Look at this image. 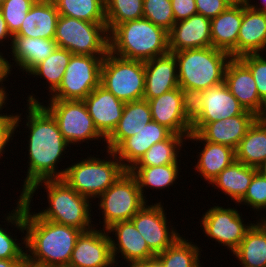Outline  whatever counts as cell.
I'll return each instance as SVG.
<instances>
[{
  "mask_svg": "<svg viewBox=\"0 0 266 267\" xmlns=\"http://www.w3.org/2000/svg\"><path fill=\"white\" fill-rule=\"evenodd\" d=\"M168 37L170 52L211 47L210 19L196 14L177 21L168 32Z\"/></svg>",
  "mask_w": 266,
  "mask_h": 267,
  "instance_id": "obj_21",
  "label": "cell"
},
{
  "mask_svg": "<svg viewBox=\"0 0 266 267\" xmlns=\"http://www.w3.org/2000/svg\"><path fill=\"white\" fill-rule=\"evenodd\" d=\"M263 54H247L239 57V59L249 68L260 99L266 104V57Z\"/></svg>",
  "mask_w": 266,
  "mask_h": 267,
  "instance_id": "obj_42",
  "label": "cell"
},
{
  "mask_svg": "<svg viewBox=\"0 0 266 267\" xmlns=\"http://www.w3.org/2000/svg\"><path fill=\"white\" fill-rule=\"evenodd\" d=\"M232 255L242 267H266V220L258 218Z\"/></svg>",
  "mask_w": 266,
  "mask_h": 267,
  "instance_id": "obj_31",
  "label": "cell"
},
{
  "mask_svg": "<svg viewBox=\"0 0 266 267\" xmlns=\"http://www.w3.org/2000/svg\"><path fill=\"white\" fill-rule=\"evenodd\" d=\"M247 205L257 211H264L266 213V177L261 175L258 171L254 174L251 183L247 189L244 197L237 203ZM260 220H266V217L260 216Z\"/></svg>",
  "mask_w": 266,
  "mask_h": 267,
  "instance_id": "obj_41",
  "label": "cell"
},
{
  "mask_svg": "<svg viewBox=\"0 0 266 267\" xmlns=\"http://www.w3.org/2000/svg\"><path fill=\"white\" fill-rule=\"evenodd\" d=\"M59 16L52 0H36L13 36L54 39Z\"/></svg>",
  "mask_w": 266,
  "mask_h": 267,
  "instance_id": "obj_28",
  "label": "cell"
},
{
  "mask_svg": "<svg viewBox=\"0 0 266 267\" xmlns=\"http://www.w3.org/2000/svg\"><path fill=\"white\" fill-rule=\"evenodd\" d=\"M26 259H0V267H20Z\"/></svg>",
  "mask_w": 266,
  "mask_h": 267,
  "instance_id": "obj_49",
  "label": "cell"
},
{
  "mask_svg": "<svg viewBox=\"0 0 266 267\" xmlns=\"http://www.w3.org/2000/svg\"><path fill=\"white\" fill-rule=\"evenodd\" d=\"M257 168L247 166L240 161H233L212 181V187L228 195L236 204L244 197Z\"/></svg>",
  "mask_w": 266,
  "mask_h": 267,
  "instance_id": "obj_30",
  "label": "cell"
},
{
  "mask_svg": "<svg viewBox=\"0 0 266 267\" xmlns=\"http://www.w3.org/2000/svg\"><path fill=\"white\" fill-rule=\"evenodd\" d=\"M171 5L175 22L198 14L195 0H171Z\"/></svg>",
  "mask_w": 266,
  "mask_h": 267,
  "instance_id": "obj_46",
  "label": "cell"
},
{
  "mask_svg": "<svg viewBox=\"0 0 266 267\" xmlns=\"http://www.w3.org/2000/svg\"><path fill=\"white\" fill-rule=\"evenodd\" d=\"M26 123L24 131L28 137V169L23 180L20 197L35 183L43 180L62 179L66 169L58 170L67 147H71L62 136L54 117L40 104H26ZM64 153V154H63ZM60 160V161H59Z\"/></svg>",
  "mask_w": 266,
  "mask_h": 267,
  "instance_id": "obj_2",
  "label": "cell"
},
{
  "mask_svg": "<svg viewBox=\"0 0 266 267\" xmlns=\"http://www.w3.org/2000/svg\"><path fill=\"white\" fill-rule=\"evenodd\" d=\"M105 14L110 32L118 24L143 18V0H105Z\"/></svg>",
  "mask_w": 266,
  "mask_h": 267,
  "instance_id": "obj_38",
  "label": "cell"
},
{
  "mask_svg": "<svg viewBox=\"0 0 266 267\" xmlns=\"http://www.w3.org/2000/svg\"><path fill=\"white\" fill-rule=\"evenodd\" d=\"M200 219V227L209 239L227 247L232 253L242 242L253 222L244 223L242 213L234 207L212 206ZM241 213V214H240Z\"/></svg>",
  "mask_w": 266,
  "mask_h": 267,
  "instance_id": "obj_12",
  "label": "cell"
},
{
  "mask_svg": "<svg viewBox=\"0 0 266 267\" xmlns=\"http://www.w3.org/2000/svg\"><path fill=\"white\" fill-rule=\"evenodd\" d=\"M257 171L266 177V159L257 167Z\"/></svg>",
  "mask_w": 266,
  "mask_h": 267,
  "instance_id": "obj_52",
  "label": "cell"
},
{
  "mask_svg": "<svg viewBox=\"0 0 266 267\" xmlns=\"http://www.w3.org/2000/svg\"><path fill=\"white\" fill-rule=\"evenodd\" d=\"M2 226L3 225L0 224V259H26V250H24V248H26L24 246L25 235L22 236V242L19 243L17 241V235L13 236L12 232L9 231L10 229H8V226L7 228Z\"/></svg>",
  "mask_w": 266,
  "mask_h": 267,
  "instance_id": "obj_44",
  "label": "cell"
},
{
  "mask_svg": "<svg viewBox=\"0 0 266 267\" xmlns=\"http://www.w3.org/2000/svg\"><path fill=\"white\" fill-rule=\"evenodd\" d=\"M181 164H168L161 166H132L128 171L136 178L140 192L144 199L148 202L146 189H169L170 186L177 183L179 178V167ZM145 192V194H144Z\"/></svg>",
  "mask_w": 266,
  "mask_h": 267,
  "instance_id": "obj_33",
  "label": "cell"
},
{
  "mask_svg": "<svg viewBox=\"0 0 266 267\" xmlns=\"http://www.w3.org/2000/svg\"><path fill=\"white\" fill-rule=\"evenodd\" d=\"M100 85L125 103L142 100L145 91L144 62L108 52L102 61Z\"/></svg>",
  "mask_w": 266,
  "mask_h": 267,
  "instance_id": "obj_9",
  "label": "cell"
},
{
  "mask_svg": "<svg viewBox=\"0 0 266 267\" xmlns=\"http://www.w3.org/2000/svg\"><path fill=\"white\" fill-rule=\"evenodd\" d=\"M35 94L28 95L26 103H40L56 120L62 136L69 145L82 144L88 141H104L105 138L96 129L83 100L48 99L40 102ZM80 142V143H79Z\"/></svg>",
  "mask_w": 266,
  "mask_h": 267,
  "instance_id": "obj_7",
  "label": "cell"
},
{
  "mask_svg": "<svg viewBox=\"0 0 266 267\" xmlns=\"http://www.w3.org/2000/svg\"><path fill=\"white\" fill-rule=\"evenodd\" d=\"M83 101L96 129L106 139L121 119L125 102L117 99L101 85Z\"/></svg>",
  "mask_w": 266,
  "mask_h": 267,
  "instance_id": "obj_20",
  "label": "cell"
},
{
  "mask_svg": "<svg viewBox=\"0 0 266 267\" xmlns=\"http://www.w3.org/2000/svg\"><path fill=\"white\" fill-rule=\"evenodd\" d=\"M258 117L241 114L215 122H192V133H198L204 140L237 148L248 128Z\"/></svg>",
  "mask_w": 266,
  "mask_h": 267,
  "instance_id": "obj_19",
  "label": "cell"
},
{
  "mask_svg": "<svg viewBox=\"0 0 266 267\" xmlns=\"http://www.w3.org/2000/svg\"><path fill=\"white\" fill-rule=\"evenodd\" d=\"M54 40L59 48L72 54L106 56L109 52L106 22H88L60 15Z\"/></svg>",
  "mask_w": 266,
  "mask_h": 267,
  "instance_id": "obj_8",
  "label": "cell"
},
{
  "mask_svg": "<svg viewBox=\"0 0 266 267\" xmlns=\"http://www.w3.org/2000/svg\"><path fill=\"white\" fill-rule=\"evenodd\" d=\"M182 236L183 234L166 250L156 254L154 259L162 267H202V248Z\"/></svg>",
  "mask_w": 266,
  "mask_h": 267,
  "instance_id": "obj_34",
  "label": "cell"
},
{
  "mask_svg": "<svg viewBox=\"0 0 266 267\" xmlns=\"http://www.w3.org/2000/svg\"><path fill=\"white\" fill-rule=\"evenodd\" d=\"M10 64L11 62L5 58L4 54L0 50V93L5 95L7 98L9 94L7 90H5L7 87H4L3 82L7 80L6 78H8V76H11L10 74L13 69H11Z\"/></svg>",
  "mask_w": 266,
  "mask_h": 267,
  "instance_id": "obj_47",
  "label": "cell"
},
{
  "mask_svg": "<svg viewBox=\"0 0 266 267\" xmlns=\"http://www.w3.org/2000/svg\"><path fill=\"white\" fill-rule=\"evenodd\" d=\"M71 56L70 51L57 47L50 56L35 66L27 75L46 80L47 90L52 95L62 82Z\"/></svg>",
  "mask_w": 266,
  "mask_h": 267,
  "instance_id": "obj_36",
  "label": "cell"
},
{
  "mask_svg": "<svg viewBox=\"0 0 266 267\" xmlns=\"http://www.w3.org/2000/svg\"><path fill=\"white\" fill-rule=\"evenodd\" d=\"M106 231L110 237L111 252L116 267L120 266L118 263L121 264L117 262L119 258H123L125 262L148 261L155 258L156 254L148 247L131 220L113 223ZM113 235L116 239H113Z\"/></svg>",
  "mask_w": 266,
  "mask_h": 267,
  "instance_id": "obj_18",
  "label": "cell"
},
{
  "mask_svg": "<svg viewBox=\"0 0 266 267\" xmlns=\"http://www.w3.org/2000/svg\"><path fill=\"white\" fill-rule=\"evenodd\" d=\"M98 210L102 211L103 229L113 223L130 221L147 203L140 192L136 178L126 170L104 193L98 197Z\"/></svg>",
  "mask_w": 266,
  "mask_h": 267,
  "instance_id": "obj_10",
  "label": "cell"
},
{
  "mask_svg": "<svg viewBox=\"0 0 266 267\" xmlns=\"http://www.w3.org/2000/svg\"><path fill=\"white\" fill-rule=\"evenodd\" d=\"M171 134L165 126L152 120L138 133L126 138L114 152L122 166L129 170L153 144L166 140Z\"/></svg>",
  "mask_w": 266,
  "mask_h": 267,
  "instance_id": "obj_23",
  "label": "cell"
},
{
  "mask_svg": "<svg viewBox=\"0 0 266 267\" xmlns=\"http://www.w3.org/2000/svg\"><path fill=\"white\" fill-rule=\"evenodd\" d=\"M20 267H38V266L29 264L27 261H25Z\"/></svg>",
  "mask_w": 266,
  "mask_h": 267,
  "instance_id": "obj_56",
  "label": "cell"
},
{
  "mask_svg": "<svg viewBox=\"0 0 266 267\" xmlns=\"http://www.w3.org/2000/svg\"><path fill=\"white\" fill-rule=\"evenodd\" d=\"M126 267H151V260L148 261H128Z\"/></svg>",
  "mask_w": 266,
  "mask_h": 267,
  "instance_id": "obj_51",
  "label": "cell"
},
{
  "mask_svg": "<svg viewBox=\"0 0 266 267\" xmlns=\"http://www.w3.org/2000/svg\"><path fill=\"white\" fill-rule=\"evenodd\" d=\"M104 57L72 54L60 86L49 99L84 100L100 85Z\"/></svg>",
  "mask_w": 266,
  "mask_h": 267,
  "instance_id": "obj_11",
  "label": "cell"
},
{
  "mask_svg": "<svg viewBox=\"0 0 266 267\" xmlns=\"http://www.w3.org/2000/svg\"><path fill=\"white\" fill-rule=\"evenodd\" d=\"M36 0H5L0 4V11L5 19L9 32L15 35Z\"/></svg>",
  "mask_w": 266,
  "mask_h": 267,
  "instance_id": "obj_40",
  "label": "cell"
},
{
  "mask_svg": "<svg viewBox=\"0 0 266 267\" xmlns=\"http://www.w3.org/2000/svg\"><path fill=\"white\" fill-rule=\"evenodd\" d=\"M197 13L209 19L217 17L229 5L224 0H195Z\"/></svg>",
  "mask_w": 266,
  "mask_h": 267,
  "instance_id": "obj_45",
  "label": "cell"
},
{
  "mask_svg": "<svg viewBox=\"0 0 266 267\" xmlns=\"http://www.w3.org/2000/svg\"><path fill=\"white\" fill-rule=\"evenodd\" d=\"M7 101L0 107V158L5 154L6 146H10V140L12 142L15 133L18 132L16 129L19 128V124H21L22 113H11L7 112L2 114V110L6 107ZM16 114V115H15ZM16 131V132H15Z\"/></svg>",
  "mask_w": 266,
  "mask_h": 267,
  "instance_id": "obj_43",
  "label": "cell"
},
{
  "mask_svg": "<svg viewBox=\"0 0 266 267\" xmlns=\"http://www.w3.org/2000/svg\"><path fill=\"white\" fill-rule=\"evenodd\" d=\"M195 143H201L204 145L203 149L199 150L197 156V163L194 166V170L199 172L204 181L208 184L226 167H228L233 161H235V150L224 144L211 143L204 140L198 133H191L187 137V141ZM194 141V142H193Z\"/></svg>",
  "mask_w": 266,
  "mask_h": 267,
  "instance_id": "obj_24",
  "label": "cell"
},
{
  "mask_svg": "<svg viewBox=\"0 0 266 267\" xmlns=\"http://www.w3.org/2000/svg\"><path fill=\"white\" fill-rule=\"evenodd\" d=\"M101 229L94 227L80 233L68 267H116L109 234Z\"/></svg>",
  "mask_w": 266,
  "mask_h": 267,
  "instance_id": "obj_16",
  "label": "cell"
},
{
  "mask_svg": "<svg viewBox=\"0 0 266 267\" xmlns=\"http://www.w3.org/2000/svg\"><path fill=\"white\" fill-rule=\"evenodd\" d=\"M252 0H245L246 4L254 10L257 11H266V0H260V3L258 4H253V2H251ZM259 1V0H258ZM251 3V4H250ZM261 4V5H260ZM259 5V6H258Z\"/></svg>",
  "mask_w": 266,
  "mask_h": 267,
  "instance_id": "obj_50",
  "label": "cell"
},
{
  "mask_svg": "<svg viewBox=\"0 0 266 267\" xmlns=\"http://www.w3.org/2000/svg\"><path fill=\"white\" fill-rule=\"evenodd\" d=\"M18 198L15 209L6 213V221L1 223L7 222L8 226L26 233V261L39 267H68L76 240L82 231L39 218L31 210L32 204H25L22 197Z\"/></svg>",
  "mask_w": 266,
  "mask_h": 267,
  "instance_id": "obj_1",
  "label": "cell"
},
{
  "mask_svg": "<svg viewBox=\"0 0 266 267\" xmlns=\"http://www.w3.org/2000/svg\"><path fill=\"white\" fill-rule=\"evenodd\" d=\"M8 100H9V98H7L5 95L0 93V107Z\"/></svg>",
  "mask_w": 266,
  "mask_h": 267,
  "instance_id": "obj_54",
  "label": "cell"
},
{
  "mask_svg": "<svg viewBox=\"0 0 266 267\" xmlns=\"http://www.w3.org/2000/svg\"><path fill=\"white\" fill-rule=\"evenodd\" d=\"M241 114L253 113L244 109L224 82L191 99L192 122H215Z\"/></svg>",
  "mask_w": 266,
  "mask_h": 267,
  "instance_id": "obj_14",
  "label": "cell"
},
{
  "mask_svg": "<svg viewBox=\"0 0 266 267\" xmlns=\"http://www.w3.org/2000/svg\"><path fill=\"white\" fill-rule=\"evenodd\" d=\"M144 100H150L179 87L177 61L173 53L155 57L144 62Z\"/></svg>",
  "mask_w": 266,
  "mask_h": 267,
  "instance_id": "obj_22",
  "label": "cell"
},
{
  "mask_svg": "<svg viewBox=\"0 0 266 267\" xmlns=\"http://www.w3.org/2000/svg\"><path fill=\"white\" fill-rule=\"evenodd\" d=\"M186 139L184 135L172 133L166 140L153 144L133 166L179 164L181 160L178 158L182 155L179 152Z\"/></svg>",
  "mask_w": 266,
  "mask_h": 267,
  "instance_id": "obj_35",
  "label": "cell"
},
{
  "mask_svg": "<svg viewBox=\"0 0 266 267\" xmlns=\"http://www.w3.org/2000/svg\"><path fill=\"white\" fill-rule=\"evenodd\" d=\"M13 36L9 32L7 23L5 19L3 18V15L0 11V45L5 41L6 43L9 41L10 44L7 46H11ZM8 40V41H7Z\"/></svg>",
  "mask_w": 266,
  "mask_h": 267,
  "instance_id": "obj_48",
  "label": "cell"
},
{
  "mask_svg": "<svg viewBox=\"0 0 266 267\" xmlns=\"http://www.w3.org/2000/svg\"><path fill=\"white\" fill-rule=\"evenodd\" d=\"M152 120L147 100L126 102L121 119L113 132L105 139L106 146L104 148L114 151L126 138L138 133Z\"/></svg>",
  "mask_w": 266,
  "mask_h": 267,
  "instance_id": "obj_27",
  "label": "cell"
},
{
  "mask_svg": "<svg viewBox=\"0 0 266 267\" xmlns=\"http://www.w3.org/2000/svg\"><path fill=\"white\" fill-rule=\"evenodd\" d=\"M224 83L246 111L258 118L266 117V104L260 99L252 73L239 58L227 63Z\"/></svg>",
  "mask_w": 266,
  "mask_h": 267,
  "instance_id": "obj_17",
  "label": "cell"
},
{
  "mask_svg": "<svg viewBox=\"0 0 266 267\" xmlns=\"http://www.w3.org/2000/svg\"><path fill=\"white\" fill-rule=\"evenodd\" d=\"M109 52L128 60H151L170 52L168 32L146 18L118 24L109 32Z\"/></svg>",
  "mask_w": 266,
  "mask_h": 267,
  "instance_id": "obj_4",
  "label": "cell"
},
{
  "mask_svg": "<svg viewBox=\"0 0 266 267\" xmlns=\"http://www.w3.org/2000/svg\"><path fill=\"white\" fill-rule=\"evenodd\" d=\"M148 103L153 121L186 138L192 133L191 99L180 87L150 99Z\"/></svg>",
  "mask_w": 266,
  "mask_h": 267,
  "instance_id": "obj_13",
  "label": "cell"
},
{
  "mask_svg": "<svg viewBox=\"0 0 266 267\" xmlns=\"http://www.w3.org/2000/svg\"><path fill=\"white\" fill-rule=\"evenodd\" d=\"M105 159L96 155L67 166L63 180L77 193L92 202L104 193L125 171L114 151L107 150ZM83 159V160H82Z\"/></svg>",
  "mask_w": 266,
  "mask_h": 267,
  "instance_id": "obj_6",
  "label": "cell"
},
{
  "mask_svg": "<svg viewBox=\"0 0 266 267\" xmlns=\"http://www.w3.org/2000/svg\"><path fill=\"white\" fill-rule=\"evenodd\" d=\"M212 47L237 58V41L242 24V4L229 6L217 17L210 19Z\"/></svg>",
  "mask_w": 266,
  "mask_h": 267,
  "instance_id": "obj_29",
  "label": "cell"
},
{
  "mask_svg": "<svg viewBox=\"0 0 266 267\" xmlns=\"http://www.w3.org/2000/svg\"><path fill=\"white\" fill-rule=\"evenodd\" d=\"M161 203V201L152 205L146 203L131 218L136 229L155 254L166 250L181 236L176 227L171 223L169 226L167 212Z\"/></svg>",
  "mask_w": 266,
  "mask_h": 267,
  "instance_id": "obj_15",
  "label": "cell"
},
{
  "mask_svg": "<svg viewBox=\"0 0 266 267\" xmlns=\"http://www.w3.org/2000/svg\"><path fill=\"white\" fill-rule=\"evenodd\" d=\"M54 39L13 36L11 47L13 66L27 74L39 63L45 60L57 48ZM15 63V65H14Z\"/></svg>",
  "mask_w": 266,
  "mask_h": 267,
  "instance_id": "obj_26",
  "label": "cell"
},
{
  "mask_svg": "<svg viewBox=\"0 0 266 267\" xmlns=\"http://www.w3.org/2000/svg\"><path fill=\"white\" fill-rule=\"evenodd\" d=\"M151 267H162L155 259L151 260Z\"/></svg>",
  "mask_w": 266,
  "mask_h": 267,
  "instance_id": "obj_55",
  "label": "cell"
},
{
  "mask_svg": "<svg viewBox=\"0 0 266 267\" xmlns=\"http://www.w3.org/2000/svg\"><path fill=\"white\" fill-rule=\"evenodd\" d=\"M59 15L88 22H106L105 0H52Z\"/></svg>",
  "mask_w": 266,
  "mask_h": 267,
  "instance_id": "obj_37",
  "label": "cell"
},
{
  "mask_svg": "<svg viewBox=\"0 0 266 267\" xmlns=\"http://www.w3.org/2000/svg\"><path fill=\"white\" fill-rule=\"evenodd\" d=\"M263 52H266V11L251 9L244 2L237 41V58Z\"/></svg>",
  "mask_w": 266,
  "mask_h": 267,
  "instance_id": "obj_25",
  "label": "cell"
},
{
  "mask_svg": "<svg viewBox=\"0 0 266 267\" xmlns=\"http://www.w3.org/2000/svg\"><path fill=\"white\" fill-rule=\"evenodd\" d=\"M171 53L177 61L179 87L190 99L224 82L229 53L212 46Z\"/></svg>",
  "mask_w": 266,
  "mask_h": 267,
  "instance_id": "obj_5",
  "label": "cell"
},
{
  "mask_svg": "<svg viewBox=\"0 0 266 267\" xmlns=\"http://www.w3.org/2000/svg\"><path fill=\"white\" fill-rule=\"evenodd\" d=\"M41 186V187H39ZM44 188H43V187ZM43 188L46 190L48 207L35 212L39 218H43L54 223L71 226L88 231L94 227L91 214L92 202L89 198L77 193L63 179L43 180L35 183L24 195L22 199L25 204H31L36 190Z\"/></svg>",
  "mask_w": 266,
  "mask_h": 267,
  "instance_id": "obj_3",
  "label": "cell"
},
{
  "mask_svg": "<svg viewBox=\"0 0 266 267\" xmlns=\"http://www.w3.org/2000/svg\"><path fill=\"white\" fill-rule=\"evenodd\" d=\"M235 159L257 168L266 159V117L257 118L235 149Z\"/></svg>",
  "mask_w": 266,
  "mask_h": 267,
  "instance_id": "obj_32",
  "label": "cell"
},
{
  "mask_svg": "<svg viewBox=\"0 0 266 267\" xmlns=\"http://www.w3.org/2000/svg\"><path fill=\"white\" fill-rule=\"evenodd\" d=\"M229 6H239L244 3L245 0H224Z\"/></svg>",
  "mask_w": 266,
  "mask_h": 267,
  "instance_id": "obj_53",
  "label": "cell"
},
{
  "mask_svg": "<svg viewBox=\"0 0 266 267\" xmlns=\"http://www.w3.org/2000/svg\"><path fill=\"white\" fill-rule=\"evenodd\" d=\"M143 18L169 32L175 24L171 0H143Z\"/></svg>",
  "mask_w": 266,
  "mask_h": 267,
  "instance_id": "obj_39",
  "label": "cell"
}]
</instances>
